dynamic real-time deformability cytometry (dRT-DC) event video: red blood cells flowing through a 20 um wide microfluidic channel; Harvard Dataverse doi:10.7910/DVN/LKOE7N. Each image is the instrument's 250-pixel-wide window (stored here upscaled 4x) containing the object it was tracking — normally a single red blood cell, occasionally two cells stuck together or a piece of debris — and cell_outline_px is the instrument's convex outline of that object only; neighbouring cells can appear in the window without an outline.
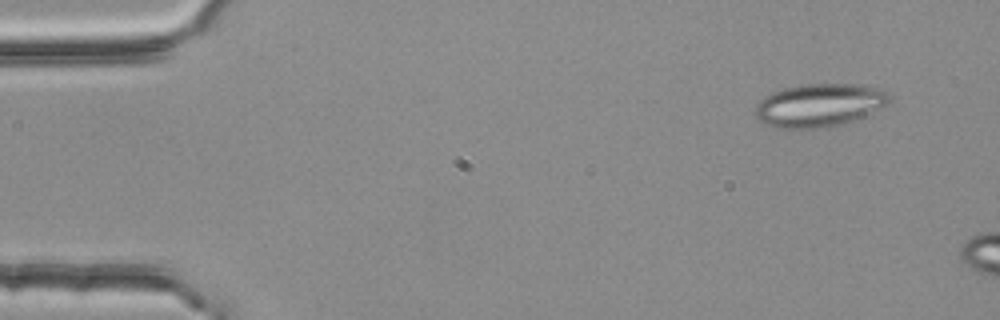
{"species": "common noctule bat (a hibernating species)", "species_latin": "Nyctalus noctula", "temperature_condition": "room temperature", "stored_images_in_passage": 3, "camera_frame_rate_fps": 3000, "um_per_image_px": 0.085, "animal": {"sex": "female", "body_mass_g": 25.1}, "frame": {"image": 1, "passage_image": 1, "time_ms": 0.0, "image_size_px": [1000, 320], "cell_outline_px": [[892, 96], [888, 104], [856, 120], [828, 128], [776, 128], [764, 124], [756, 116], [756, 104], [764, 96], [772, 92], [784, 88], [800, 84], [860, 84], [884, 88]], "centroid_in_image_um": [69.68, 8.93], "position_along_channel_um": 15.3, "area_um2": 34.22}}